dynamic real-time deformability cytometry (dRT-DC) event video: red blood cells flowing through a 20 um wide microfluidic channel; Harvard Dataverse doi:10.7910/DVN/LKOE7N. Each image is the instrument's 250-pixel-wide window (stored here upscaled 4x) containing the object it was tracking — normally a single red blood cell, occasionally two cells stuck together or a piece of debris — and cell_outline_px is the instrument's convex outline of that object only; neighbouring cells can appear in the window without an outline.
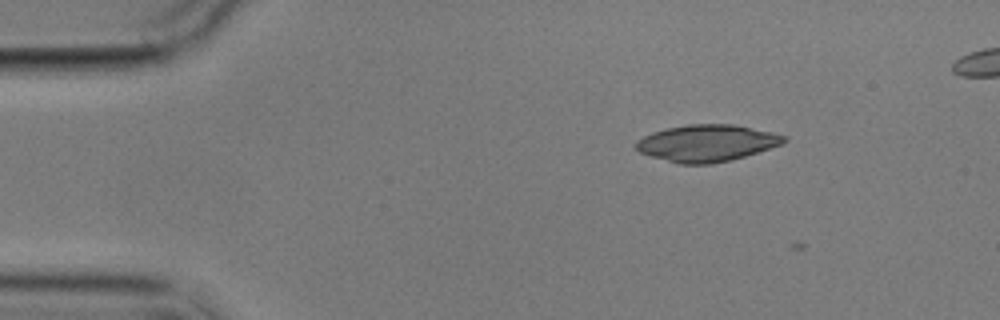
{"species": "common noctule bat (a hibernating species)", "species_latin": "Nyctalus noctula", "temperature_condition": "cold", "stored_images_in_passage": 6, "camera_frame_rate_fps": 3000, "um_per_image_px": 0.085, "animal": {"sex": "male", "body_mass_g": 17.9}, "frame": {"image": 1, "passage_image": 2, "time_ms": 1.333, "image_size_px": [1000, 320], "cell_outline_px": [[788, 140], [784, 144], [732, 160], [712, 164], [680, 164], [652, 156], [640, 152], [632, 144], [636, 140], [652, 132], [668, 128], [688, 124], [732, 124], [772, 132], [788, 136]], "centroid_in_image_um": [60.11, 12.16], "position_along_channel_um": 24.9, "area_um2": 31.85}}